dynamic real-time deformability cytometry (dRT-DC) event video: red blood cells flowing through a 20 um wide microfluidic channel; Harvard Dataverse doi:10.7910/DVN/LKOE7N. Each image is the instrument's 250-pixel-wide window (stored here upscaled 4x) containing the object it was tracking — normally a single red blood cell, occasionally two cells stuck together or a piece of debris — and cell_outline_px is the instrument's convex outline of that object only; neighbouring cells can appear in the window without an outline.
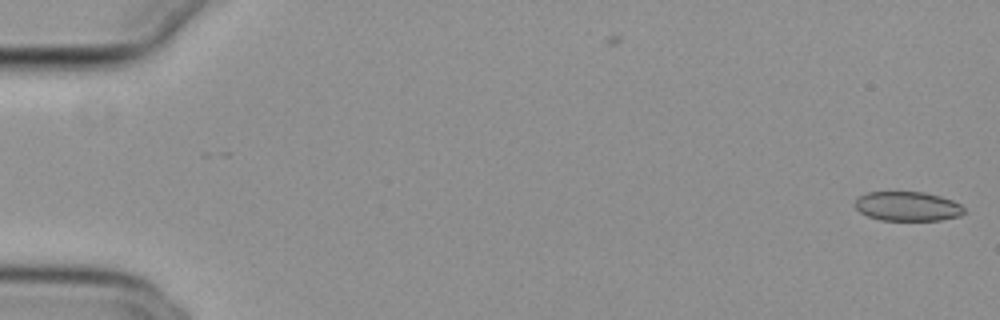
{"species": "common noctule bat (a hibernating species)", "species_latin": "Nyctalus noctula", "temperature_condition": "cold", "stored_images_in_passage": 3, "camera_frame_rate_fps": 3000, "um_per_image_px": 0.085, "animal": {"sex": "female", "body_mass_g": 29.2, "forearm_length_mm": 56.3}, "frame": {"image": 1, "passage_image": 3, "time_ms": 0.667, "image_size_px": [1000, 320], "cell_outline_px": [[964, 212], [960, 216], [940, 220], [880, 220], [868, 216], [860, 212], [856, 208], [856, 200], [860, 196], [868, 192], [924, 192], [940, 196], [952, 200], [960, 204], [964, 208]], "centroid_in_image_um": [77.16, 17.54], "position_along_channel_um": 7.8, "area_um2": 18.55}}